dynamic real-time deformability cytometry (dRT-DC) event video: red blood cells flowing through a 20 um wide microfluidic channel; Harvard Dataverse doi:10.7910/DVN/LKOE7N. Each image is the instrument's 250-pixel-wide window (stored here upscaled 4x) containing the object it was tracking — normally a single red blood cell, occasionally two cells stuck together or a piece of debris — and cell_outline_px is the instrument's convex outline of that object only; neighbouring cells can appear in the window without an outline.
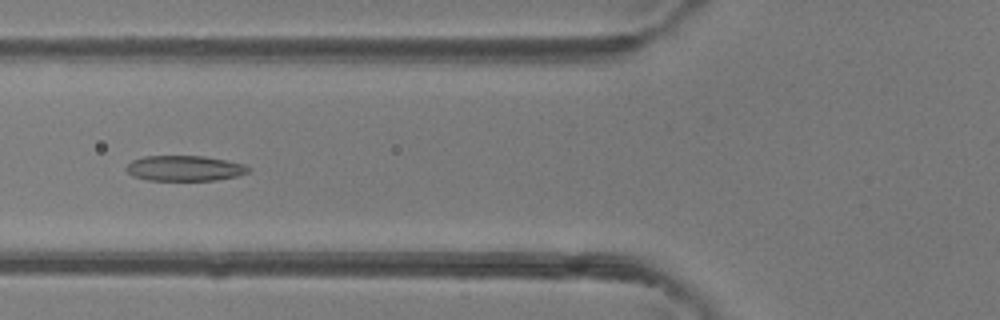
{"species": "common noctule bat (a hibernating species)", "species_latin": "Nyctalus noctula", "temperature_condition": "room temperature", "stored_images_in_passage": 47, "camera_frame_rate_fps": 3000, "um_per_image_px": 0.085, "animal": {"sex": "female"}, "frame": {"image": 1, "passage_image": 17, "time_ms": 5.333, "image_size_px": [1000, 320], "cell_outline_px": [[252, 168], [248, 172], [236, 176], [216, 180], [148, 180], [132, 176], [124, 168], [132, 160], [144, 156], [204, 156], [244, 164]], "centroid_in_image_um": [15.67, 14.3], "position_along_channel_um": 110.1, "area_um2": 18.03}}
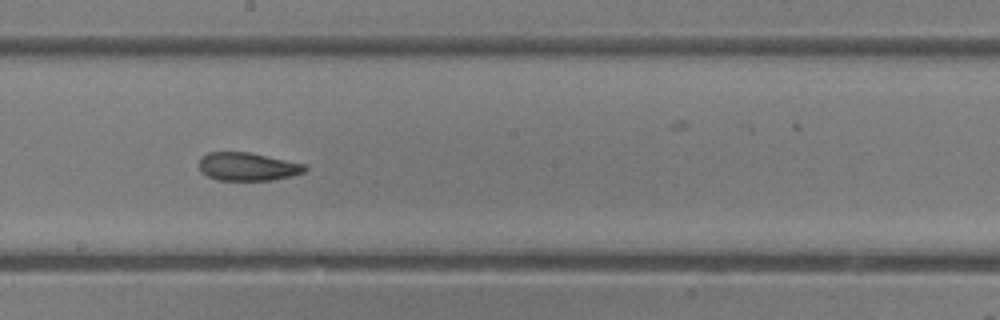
{"frame": {"image": 2, "passage_image": 25, "time_ms": 8.0, "image_size_px": [1000, 320], "cell_outline_px": [[308, 168], [304, 172], [292, 176], [272, 180], [216, 180], [200, 172], [200, 156], [208, 152], [248, 152], [304, 164]], "centroid_in_image_um": [21.02, 14.17], "position_along_channel_um": 227.2, "area_um2": 17.34}}
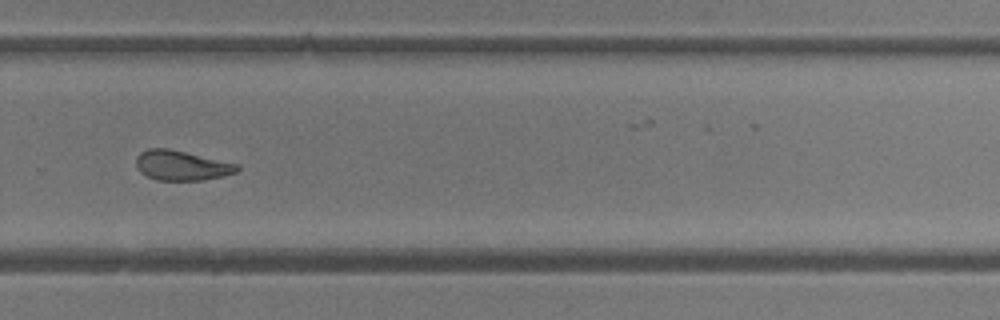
{"frame": {"image": 3, "passage_image": 31, "time_ms": 10.0, "image_size_px": [1000, 320], "cell_outline_px": [[240, 168], [236, 172], [224, 176], [204, 180], [156, 180], [140, 172], [136, 168], [136, 156], [140, 152], [148, 148], [168, 148], [240, 164]], "centroid_in_image_um": [15.44, 14.06], "position_along_channel_um": 314.4, "area_um2": 17.74}, "authors_computed_cell_mechanics": {"area_um2": 19.1318, "velocity_mm_per_s": 4.3798, "shape_relaxation_time_tau1_ms": 7.7331, "shape_relaxation_time_tau2_ms": 2.8801, "deformation_change_tau1": 0.1979, "deformation_change_tau2": 0.11}}